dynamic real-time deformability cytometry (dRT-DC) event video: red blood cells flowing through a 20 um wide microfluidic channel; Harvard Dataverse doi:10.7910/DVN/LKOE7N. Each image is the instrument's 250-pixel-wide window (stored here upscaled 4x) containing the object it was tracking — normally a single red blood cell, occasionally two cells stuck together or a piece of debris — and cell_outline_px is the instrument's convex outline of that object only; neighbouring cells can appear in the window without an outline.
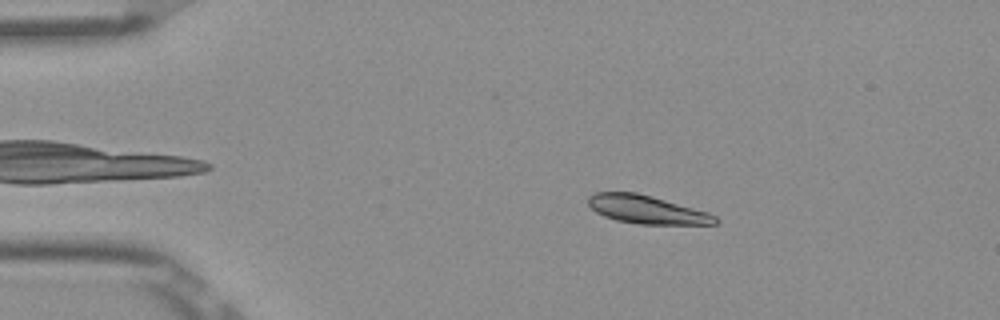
{"species": "Egyptian fruit bat (a non-hibernating species)", "species_latin": "Rousettus aegyptiacus", "temperature_condition": "room temperature", "stored_images_in_passage": 52, "camera_frame_rate_fps": 3000, "um_per_image_px": 0.085, "frame": {"image": 1, "passage_image": 9, "time_ms": 2.667, "image_size_px": [1000, 320], "cell_outline_px": [[720, 220], [716, 224], [640, 224], [616, 220], [604, 216], [596, 212], [588, 204], [588, 196], [596, 192], [636, 192], [652, 196], [708, 212], [716, 216]], "centroid_in_image_um": [54.98, 17.81], "position_along_channel_um": 30.0, "area_um2": 20.87}}
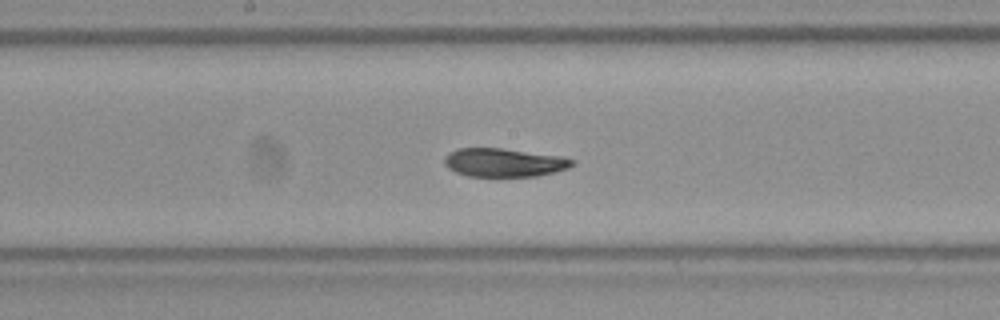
{"frame": {"image": 2, "passage_image": 27, "time_ms": 8.667, "image_size_px": [1000, 320], "cell_outline_px": [[576, 164], [568, 168], [536, 176], [468, 176], [456, 172], [448, 168], [444, 164], [444, 156], [448, 152], [456, 148], [500, 148], [560, 156], [576, 160]], "centroid_in_image_um": [42.81, 13.81], "position_along_channel_um": 205.4, "area_um2": 21.21}}
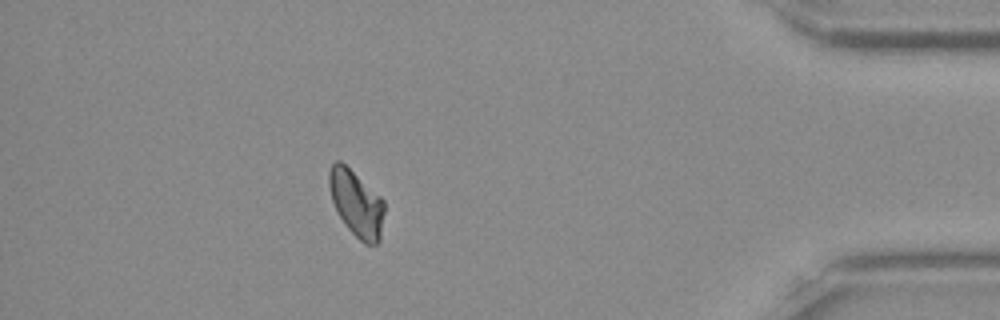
{"frame": {"image": 3, "passage_image": 46, "time_ms": 15.0, "image_size_px": [1000, 320], "cell_outline_px": [[384, 212], [380, 240], [376, 244], [364, 244], [348, 228], [340, 216], [332, 200], [328, 184], [328, 172], [332, 164], [336, 160], [340, 160], [380, 196], [384, 200]], "centroid_in_image_um": [30.29, 17.28], "position_along_channel_um": 404.9, "area_um2": 21.04}, "authors_computed_cell_mechanics": {"area_um2": 21.7906, "velocity_mm_per_s": 3.8715, "shape_relaxation_time_tau1_ms": 5.6139, "shape_relaxation_time_tau2_ms": 4.574, "deformation_change_tau1": 0.141, "deformation_change_tau2": 0.0508}}